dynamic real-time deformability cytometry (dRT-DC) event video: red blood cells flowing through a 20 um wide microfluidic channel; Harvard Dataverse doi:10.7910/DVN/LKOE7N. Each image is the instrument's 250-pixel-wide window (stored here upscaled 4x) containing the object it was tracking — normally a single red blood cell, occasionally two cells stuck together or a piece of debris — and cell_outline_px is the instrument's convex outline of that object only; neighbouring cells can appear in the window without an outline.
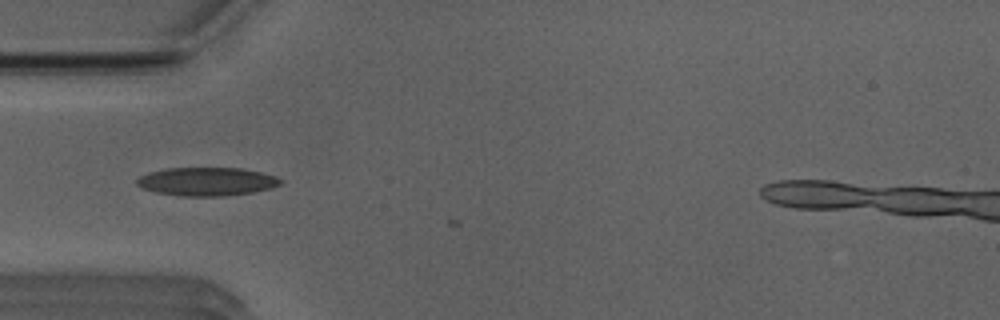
{"species": "Egyptian fruit bat (a non-hibernating species)", "species_latin": "Rousettus aegyptiacus", "temperature_condition": "room temperature", "stored_images_in_passage": 3, "camera_frame_rate_fps": 3000, "um_per_image_px": 0.085, "animal": {"sex": "male"}, "frame": {"image": 1, "passage_image": 2, "time_ms": 0.333, "image_size_px": [1000, 320], "cell_outline_px": [[284, 184], [272, 188], [252, 192], [224, 196], [180, 196], [156, 192], [140, 188], [136, 184], [136, 180], [140, 176], [148, 172], [168, 168], [244, 168], [276, 176], [284, 180]], "centroid_in_image_um": [17.6, 15.43], "position_along_channel_um": 67.4, "area_um2": 24.04}}